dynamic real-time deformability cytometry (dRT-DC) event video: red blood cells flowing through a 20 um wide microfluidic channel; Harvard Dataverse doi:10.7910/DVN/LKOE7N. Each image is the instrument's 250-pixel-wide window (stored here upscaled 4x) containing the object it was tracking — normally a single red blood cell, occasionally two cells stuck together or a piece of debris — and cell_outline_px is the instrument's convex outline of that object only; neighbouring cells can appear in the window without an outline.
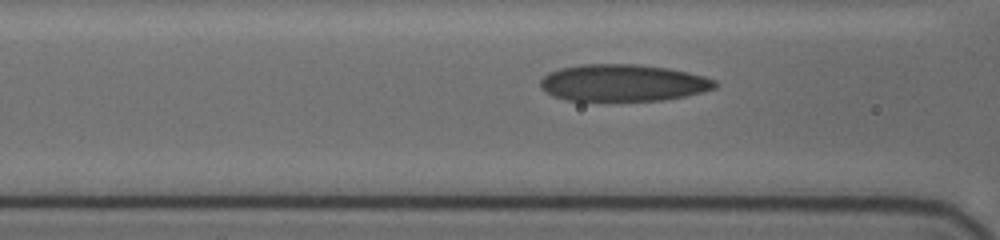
{"species": "human", "species_latin": "Homo sapiens", "temperature_condition": "cold", "stored_images_in_passage": 12, "segment_of_instrument_passage": [1, 2], "camera_frame_rate_fps": 3000, "um_per_image_px": 0.085, "donor": {"sex": "female"}, "frame": {"image": 1, "passage_image": 10, "time_ms": 5.333, "image_size_px": [1000, 240], "cell_outline_px": [[716, 88], [684, 96], [660, 100], [568, 100], [552, 96], [544, 92], [540, 88], [540, 80], [548, 72], [560, 68], [584, 64], [640, 64], [668, 68], [688, 72], [704, 76], [716, 80]], "centroid_in_image_um": [52.92, 7.03], "position_along_channel_um": 113.7, "area_um2": 37.51}}